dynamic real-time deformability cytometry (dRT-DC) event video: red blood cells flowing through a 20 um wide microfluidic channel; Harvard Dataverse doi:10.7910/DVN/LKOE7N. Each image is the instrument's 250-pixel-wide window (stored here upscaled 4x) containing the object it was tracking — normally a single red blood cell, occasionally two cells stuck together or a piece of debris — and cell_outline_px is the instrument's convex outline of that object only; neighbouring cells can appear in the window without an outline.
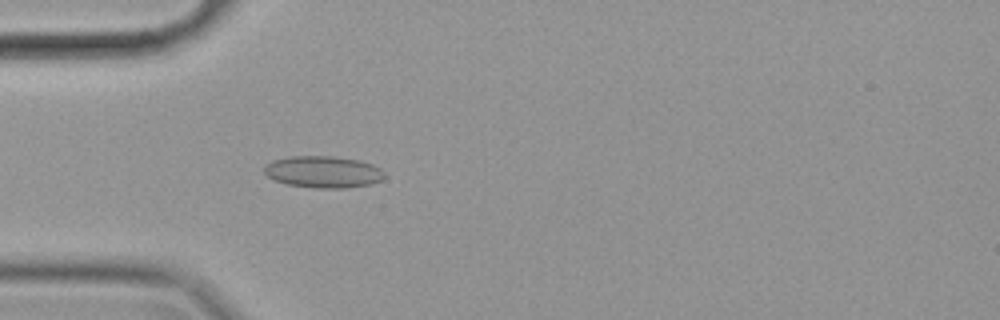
{"species": "common noctule bat (a hibernating species)", "species_latin": "Nyctalus noctula", "temperature_condition": "cold", "stored_images_in_passage": 56, "camera_frame_rate_fps": 3000, "um_per_image_px": 0.085, "animal": {"sex": "female", "body_mass_g": 19.9}, "frame": {"image": 1, "passage_image": 16, "time_ms": 5.0, "image_size_px": [1000, 320], "cell_outline_px": [[384, 176], [380, 180], [372, 184], [344, 188], [316, 188], [288, 184], [272, 180], [264, 172], [264, 168], [272, 160], [292, 156], [332, 156], [360, 160], [372, 164], [380, 168], [384, 172]], "centroid_in_image_um": [27.48, 14.61], "position_along_channel_um": 57.5, "area_um2": 22.25}}
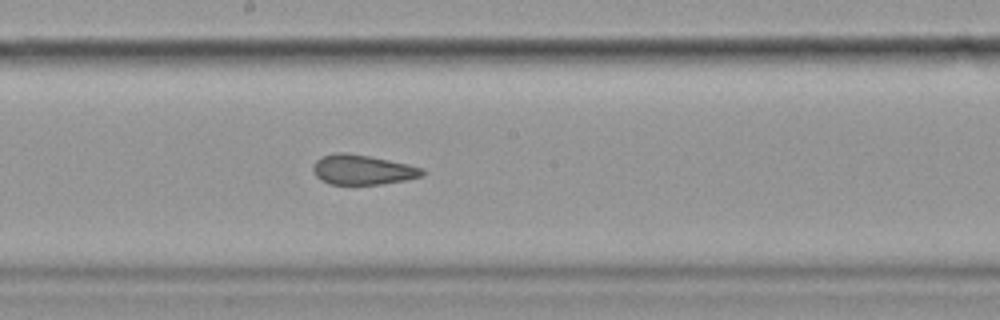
{"frame": {"image": 2, "passage_image": 30, "time_ms": 9.667, "image_size_px": [1000, 320], "cell_outline_px": [[424, 176], [404, 180], [380, 184], [328, 184], [320, 180], [316, 176], [312, 168], [316, 160], [320, 156], [336, 152], [344, 152], [368, 156], [408, 164], [424, 168]], "centroid_in_image_um": [30.79, 14.42], "position_along_channel_um": 217.4, "area_um2": 19.02}}
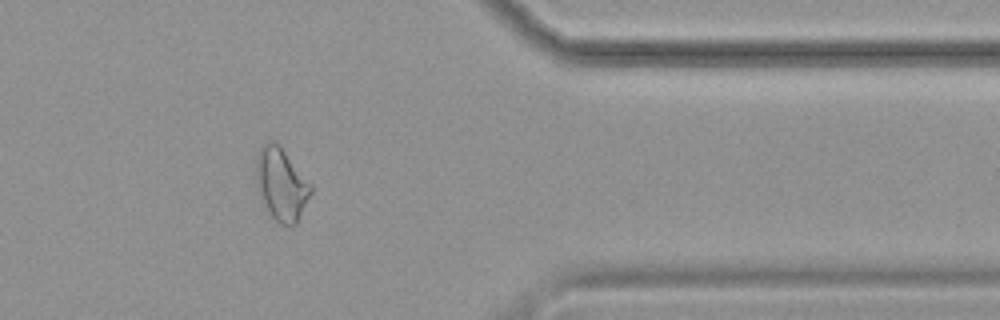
{"frame": {"image": 3, "passage_image": 46, "time_ms": 15.0, "image_size_px": [1000, 320], "cell_outline_px": [[312, 192], [296, 224], [280, 224], [268, 216], [260, 200], [256, 184], [256, 152], [268, 140], [276, 140], [280, 144], [312, 184]], "centroid_in_image_um": [23.88, 15.64], "position_along_channel_um": 387.5, "area_um2": 23.81}, "authors_computed_cell_mechanics": {"area_um2": 21.1259, "velocity_mm_per_s": 3.5044, "shape_relaxation_time_tau1_ms": null, "shape_relaxation_time_tau2_ms": 1.9113, "deformation_change_tau1": null, "deformation_change_tau2": 0.073}}